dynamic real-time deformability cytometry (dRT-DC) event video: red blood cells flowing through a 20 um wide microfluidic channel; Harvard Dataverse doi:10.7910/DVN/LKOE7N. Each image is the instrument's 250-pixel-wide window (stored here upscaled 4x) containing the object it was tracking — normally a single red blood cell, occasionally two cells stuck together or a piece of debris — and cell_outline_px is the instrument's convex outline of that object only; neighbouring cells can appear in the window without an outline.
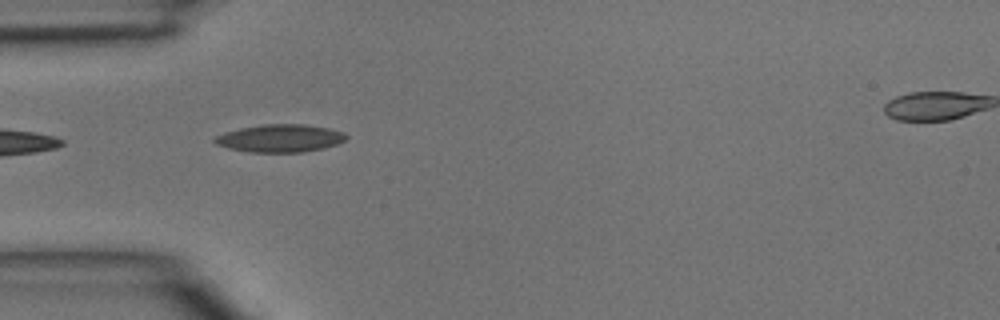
{"species": "common noctule bat (a hibernating species)", "species_latin": "Nyctalus noctula", "temperature_condition": "room temperature", "stored_images_in_passage": 4, "camera_frame_rate_fps": 3000, "um_per_image_px": 0.085, "animal": {"sex": "male", "body_mass_g": 15.6}, "frame": {"image": 1, "passage_image": 1, "time_ms": 0.0, "image_size_px": [1000, 320], "cell_outline_px": [[348, 136], [344, 140], [336, 144], [324, 148], [300, 152], [248, 152], [228, 148], [216, 144], [212, 140], [212, 136], [224, 132], [240, 128], [264, 124], [304, 124], [328, 128], [344, 132]], "centroid_in_image_um": [23.76, 11.75], "position_along_channel_um": 61.2, "area_um2": 21.33}}